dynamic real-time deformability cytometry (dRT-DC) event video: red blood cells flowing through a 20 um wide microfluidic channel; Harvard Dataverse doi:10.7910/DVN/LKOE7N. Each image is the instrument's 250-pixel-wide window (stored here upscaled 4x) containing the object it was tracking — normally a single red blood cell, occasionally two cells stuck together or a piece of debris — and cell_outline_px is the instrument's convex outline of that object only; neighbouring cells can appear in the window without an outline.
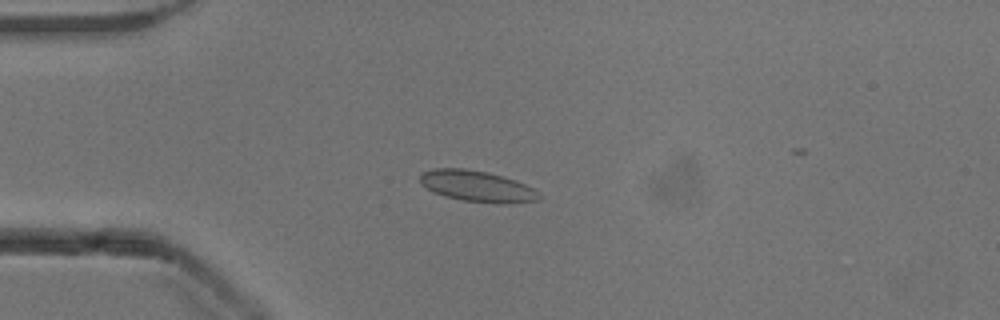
{"species": "common noctule bat (a hibernating species)", "species_latin": "Nyctalus noctula", "temperature_condition": "cold", "stored_images_in_passage": 5, "camera_frame_rate_fps": 3000, "um_per_image_px": 0.085, "animal": {"sex": "male", "body_mass_g": 13.3}, "frame": {"image": 1, "passage_image": 2, "time_ms": 0.333, "image_size_px": [1000, 320], "cell_outline_px": [[544, 196], [540, 200], [508, 204], [496, 204], [464, 200], [444, 196], [432, 192], [420, 184], [420, 172], [432, 168], [464, 168], [488, 172], [516, 180], [540, 192]], "centroid_in_image_um": [40.56, 15.83], "position_along_channel_um": 44.4, "area_um2": 22.02}}